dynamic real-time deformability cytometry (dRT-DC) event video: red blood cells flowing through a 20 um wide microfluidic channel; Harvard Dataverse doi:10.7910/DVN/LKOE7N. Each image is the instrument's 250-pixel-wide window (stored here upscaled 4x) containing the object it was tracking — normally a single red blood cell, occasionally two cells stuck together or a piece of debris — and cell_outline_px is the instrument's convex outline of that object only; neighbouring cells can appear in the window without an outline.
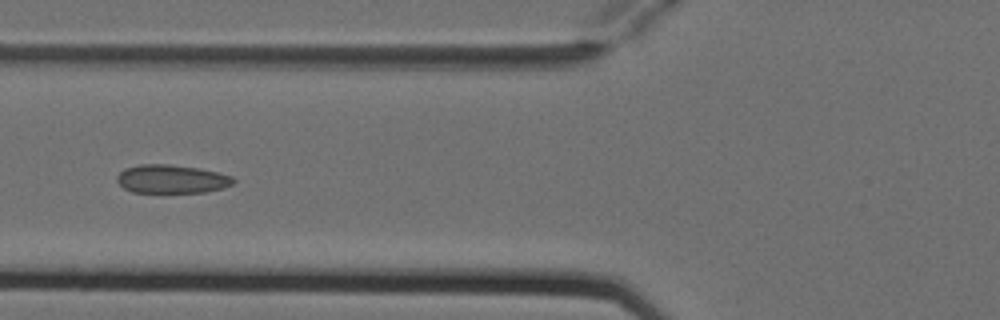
{"species": "Egyptian fruit bat (a non-hibernating species)", "species_latin": "Rousettus aegyptiacus", "temperature_condition": "cold", "stored_images_in_passage": 5, "camera_frame_rate_fps": 3000, "um_per_image_px": 0.085, "animal": {"sex": "female"}, "frame": {"image": 1, "passage_image": 5, "time_ms": 1.333, "image_size_px": [1000, 320], "cell_outline_px": [[236, 180], [232, 184], [224, 188], [204, 192], [132, 192], [124, 188], [116, 180], [116, 176], [124, 168], [140, 164], [168, 164], [196, 168], [216, 172], [232, 176]], "centroid_in_image_um": [14.57, 15.21], "position_along_channel_um": 111.2, "area_um2": 19.25}}